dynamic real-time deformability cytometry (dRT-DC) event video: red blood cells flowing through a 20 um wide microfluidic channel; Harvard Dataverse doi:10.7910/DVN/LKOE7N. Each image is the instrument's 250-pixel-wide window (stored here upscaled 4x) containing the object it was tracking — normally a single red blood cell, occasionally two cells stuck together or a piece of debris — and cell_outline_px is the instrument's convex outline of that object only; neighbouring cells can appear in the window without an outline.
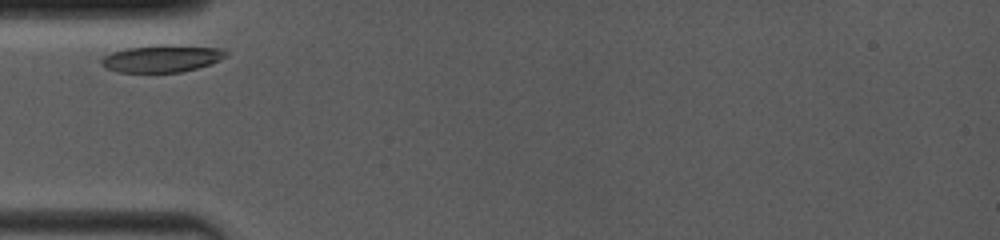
{"species": "common noctule bat (a hibernating species)", "species_latin": "Nyctalus noctula", "temperature_condition": "room temperature", "stored_images_in_passage": 5, "camera_frame_rate_fps": 4000, "um_per_image_px": 0.085, "animal": {"sex": "female", "body_mass_g": 19.0, "forearm_length_mm": 53.3}, "frame": {"image": 1, "passage_image": 1, "time_ms": 0.0, "image_size_px": [1000, 240], "cell_outline_px": [[228, 56], [220, 60], [196, 68], [180, 72], [120, 72], [108, 68], [100, 64], [100, 60], [104, 56], [112, 52], [124, 48], [160, 44], [168, 44], [224, 48], [228, 52]], "centroid_in_image_um": [13.78, 4.95], "position_along_channel_um": 71.2, "area_um2": 19.94}}